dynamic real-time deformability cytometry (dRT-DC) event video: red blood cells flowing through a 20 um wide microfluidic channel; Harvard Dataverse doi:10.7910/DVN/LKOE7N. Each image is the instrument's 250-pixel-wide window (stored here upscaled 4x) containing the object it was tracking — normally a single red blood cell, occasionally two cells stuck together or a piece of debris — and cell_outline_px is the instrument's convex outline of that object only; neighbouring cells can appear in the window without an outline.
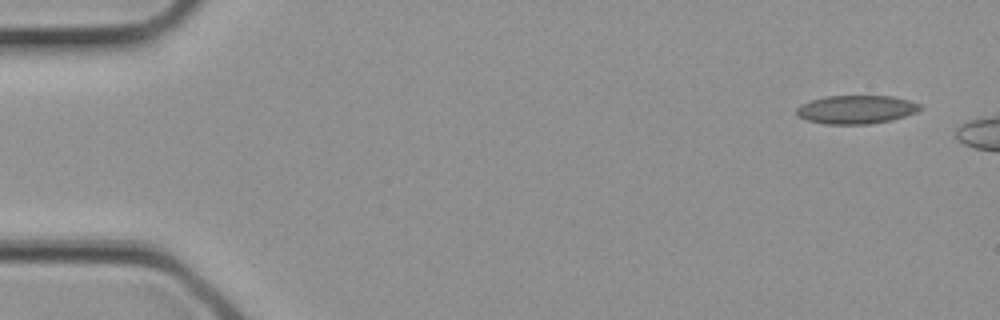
{"species": "common noctule bat (a hibernating species)", "species_latin": "Nyctalus noctula", "temperature_condition": "cold", "stored_images_in_passage": 3, "camera_frame_rate_fps": 3000, "um_per_image_px": 0.085, "animal": {"sex": "female", "body_mass_g": 21.9}, "frame": {"image": 1, "passage_image": 1, "time_ms": 0.0, "image_size_px": [1000, 320], "cell_outline_px": [[924, 108], [916, 112], [892, 120], [868, 124], [824, 124], [808, 120], [796, 116], [796, 108], [800, 104], [824, 96], [892, 96], [908, 100], [920, 104]], "centroid_in_image_um": [72.76, 9.31], "position_along_channel_um": 12.2, "area_um2": 20.58}}